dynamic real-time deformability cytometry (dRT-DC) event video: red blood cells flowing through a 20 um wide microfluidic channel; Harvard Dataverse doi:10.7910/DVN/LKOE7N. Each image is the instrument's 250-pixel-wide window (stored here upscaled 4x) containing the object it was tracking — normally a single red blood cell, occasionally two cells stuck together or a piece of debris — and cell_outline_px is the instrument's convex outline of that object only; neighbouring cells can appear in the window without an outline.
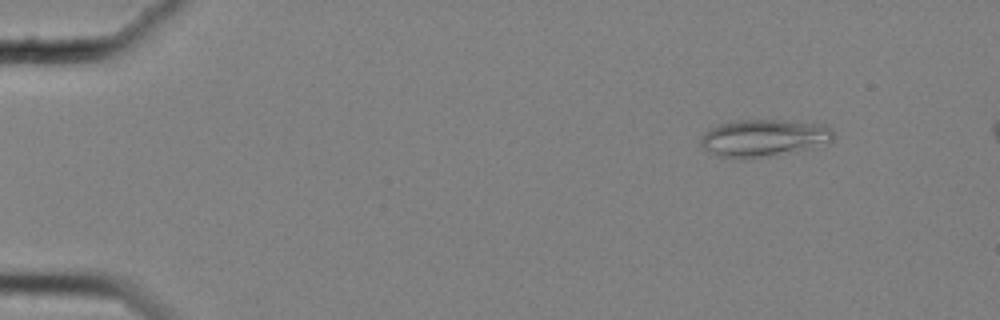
{"species": "common noctule bat (a hibernating species)", "species_latin": "Nyctalus noctula", "temperature_condition": "cold", "stored_images_in_passage": 55, "camera_frame_rate_fps": 3000, "um_per_image_px": 0.085, "animal": {"sex": "female", "body_mass_g": 25.1}, "frame": {"image": 1, "passage_image": 3, "time_ms": 0.667, "image_size_px": [1000, 320], "cell_outline_px": [[832, 140], [828, 144], [776, 156], [752, 160], [736, 160], [716, 156], [704, 148], [700, 144], [700, 136], [704, 132], [720, 124], [736, 120], [784, 120], [824, 124], [832, 128]], "centroid_in_image_um": [64.9, 11.77], "position_along_channel_um": 20.1, "area_um2": 29.65}}
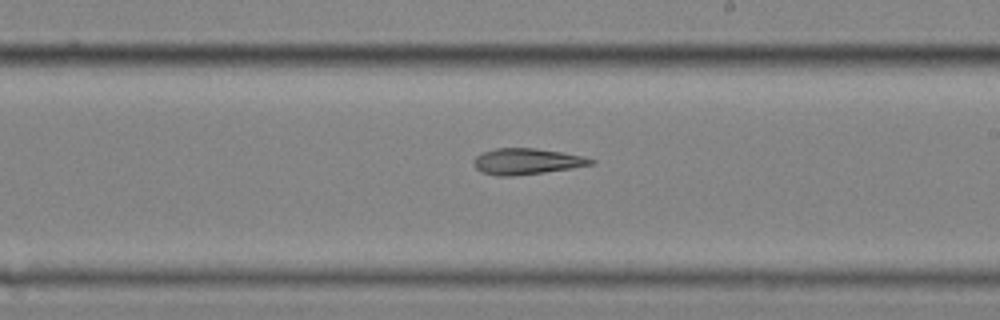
{"frame": {"image": 2, "passage_image": 31, "time_ms": 10.0, "image_size_px": [1000, 320], "cell_outline_px": [[596, 164], [572, 168], [544, 172], [512, 176], [496, 176], [480, 172], [472, 164], [472, 160], [480, 152], [496, 148], [532, 148], [560, 152], [584, 156], [596, 160]], "centroid_in_image_um": [44.73, 13.72], "position_along_channel_um": 244.3, "area_um2": 17.98}}
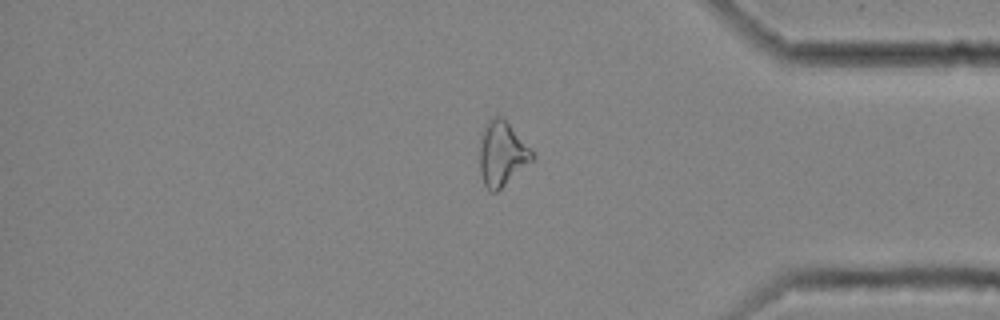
{"frame": {"image": 3, "passage_image": 45, "time_ms": 14.667, "image_size_px": [1000, 320], "cell_outline_px": [[536, 156], [532, 160], [496, 192], [492, 192], [484, 184], [480, 172], [480, 148], [484, 128], [496, 116], [504, 116], [536, 152]], "centroid_in_image_um": [42.73, 13.04], "position_along_channel_um": 392.5, "area_um2": 19.65}}